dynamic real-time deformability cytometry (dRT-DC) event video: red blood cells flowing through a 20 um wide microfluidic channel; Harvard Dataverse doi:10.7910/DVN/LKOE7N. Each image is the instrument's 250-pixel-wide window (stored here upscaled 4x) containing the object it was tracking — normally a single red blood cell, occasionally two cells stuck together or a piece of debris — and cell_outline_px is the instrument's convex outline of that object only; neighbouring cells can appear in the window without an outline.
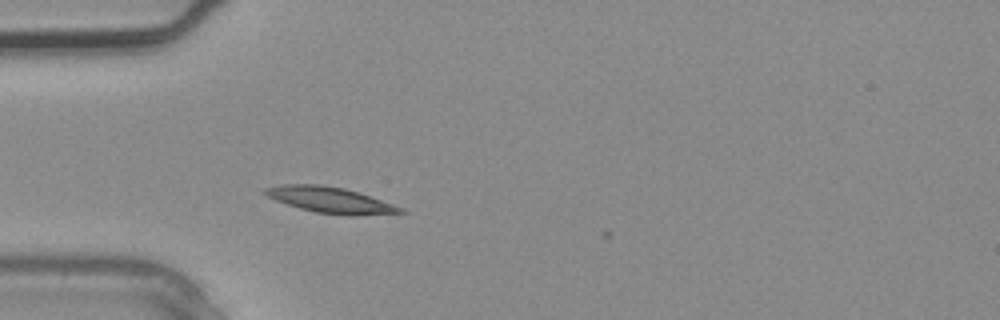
{"species": "common noctule bat (a hibernating species)", "species_latin": "Nyctalus noctula", "temperature_condition": "warm", "stored_images_in_passage": 3, "camera_frame_rate_fps": 3000, "um_per_image_px": 0.085, "animal": {"sex": "male", "body_mass_g": 20.4}, "frame": {"image": 1, "passage_image": 3, "time_ms": 0.667, "image_size_px": [1000, 320], "cell_outline_px": [[408, 212], [352, 216], [316, 212], [300, 208], [276, 200], [260, 192], [264, 188], [280, 184], [320, 184], [344, 188], [404, 208]], "centroid_in_image_um": [28.04, 16.99], "position_along_channel_um": 57.0, "area_um2": 20.23}}